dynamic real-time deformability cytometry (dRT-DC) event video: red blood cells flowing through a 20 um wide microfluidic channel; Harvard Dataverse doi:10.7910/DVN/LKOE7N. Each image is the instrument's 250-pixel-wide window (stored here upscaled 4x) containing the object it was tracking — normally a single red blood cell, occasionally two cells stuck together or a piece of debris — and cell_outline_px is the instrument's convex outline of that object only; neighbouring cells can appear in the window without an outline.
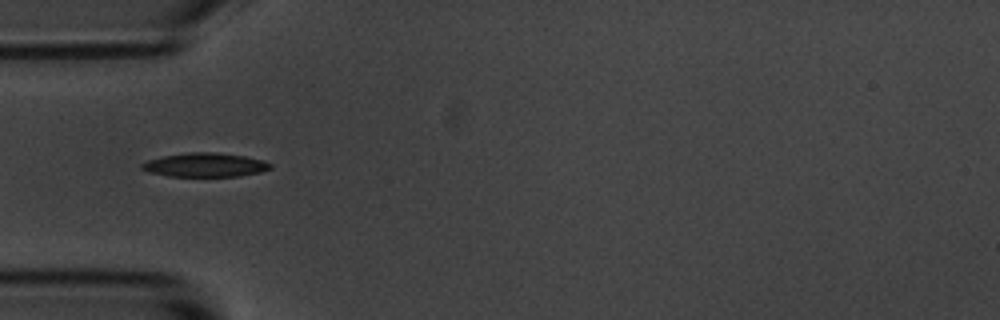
{"species": "common noctule bat (a hibernating species)", "species_latin": "Nyctalus noctula", "temperature_condition": "room temperature", "stored_images_in_passage": 3, "camera_frame_rate_fps": 3000, "um_per_image_px": 0.085, "animal": {"sex": "male", "body_mass_g": 20.1, "forearm_length_mm": 53.5}, "frame": {"image": 1, "passage_image": 1, "time_ms": 0.0, "image_size_px": [1000, 320], "cell_outline_px": [[272, 168], [260, 172], [240, 176], [168, 176], [148, 172], [140, 168], [140, 164], [148, 160], [160, 156], [188, 152], [216, 152], [244, 156], [264, 160], [272, 164]], "centroid_in_image_um": [17.41, 14.01], "position_along_channel_um": 67.6, "area_um2": 18.09}}
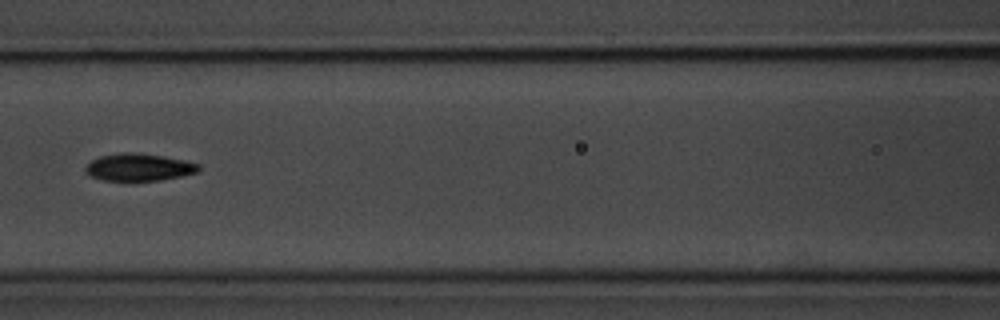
{"frame": {"image": 2, "passage_image": 3, "time_ms": 2.333, "image_size_px": [1000, 320], "cell_outline_px": [[200, 172], [160, 180], [104, 180], [92, 176], [84, 172], [84, 168], [92, 160], [100, 156], [120, 152], [136, 152], [164, 156], [184, 160], [200, 164]], "centroid_in_image_um": [11.82, 14.2], "position_along_channel_um": 154.8, "area_um2": 18.03}}